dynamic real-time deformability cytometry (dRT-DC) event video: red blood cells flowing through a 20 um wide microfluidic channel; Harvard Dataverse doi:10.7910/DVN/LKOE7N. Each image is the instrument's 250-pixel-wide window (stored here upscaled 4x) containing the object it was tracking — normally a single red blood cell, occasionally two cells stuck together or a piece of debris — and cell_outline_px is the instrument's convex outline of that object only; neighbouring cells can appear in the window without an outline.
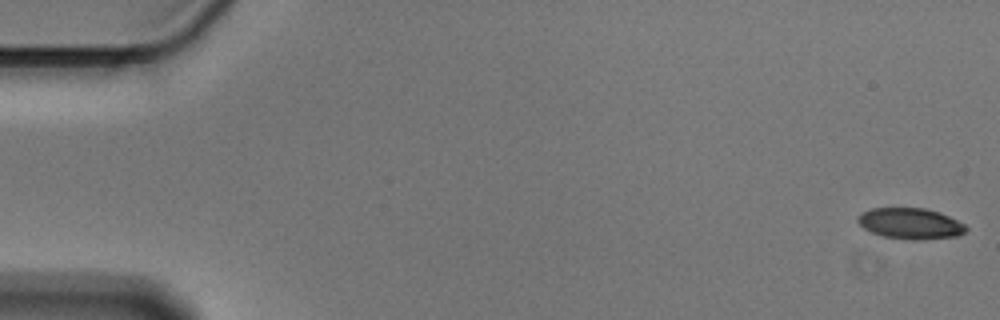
{"species": "Egyptian fruit bat (a non-hibernating species)", "species_latin": "Rousettus aegyptiacus", "temperature_condition": "cold", "stored_images_in_passage": 50, "camera_frame_rate_fps": 3000, "um_per_image_px": 0.085, "animal": {"sex": "male"}, "frame": {"image": 1, "passage_image": 1, "time_ms": 0.0, "image_size_px": [1000, 320], "cell_outline_px": [[968, 228], [964, 232], [956, 236], [916, 240], [908, 240], [880, 236], [864, 228], [856, 220], [856, 216], [872, 208], [924, 208], [940, 212], [964, 224]], "centroid_in_image_um": [77.35, 19.0], "position_along_channel_um": 7.6, "area_um2": 19.48}}
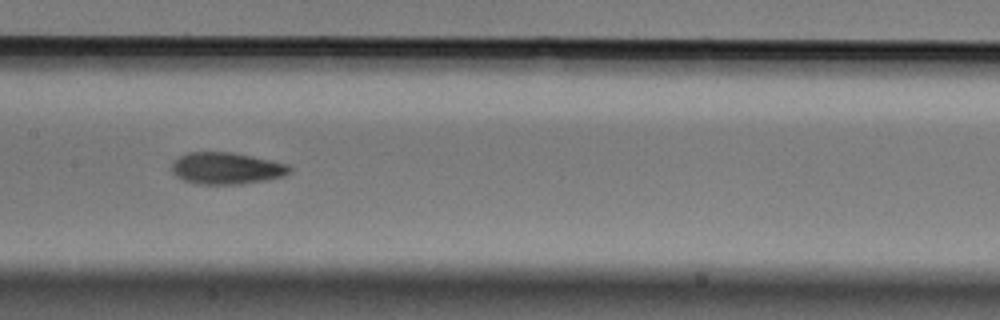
{"frame": {"image": 2, "passage_image": 28, "time_ms": 9.0, "image_size_px": [1000, 320], "cell_outline_px": [[292, 172], [284, 176], [268, 180], [240, 184], [196, 184], [184, 180], [176, 176], [172, 172], [172, 160], [188, 152], [232, 152], [272, 160], [288, 164], [292, 168]], "centroid_in_image_um": [19.27, 14.3], "position_along_channel_um": 188.1, "area_um2": 22.08}}
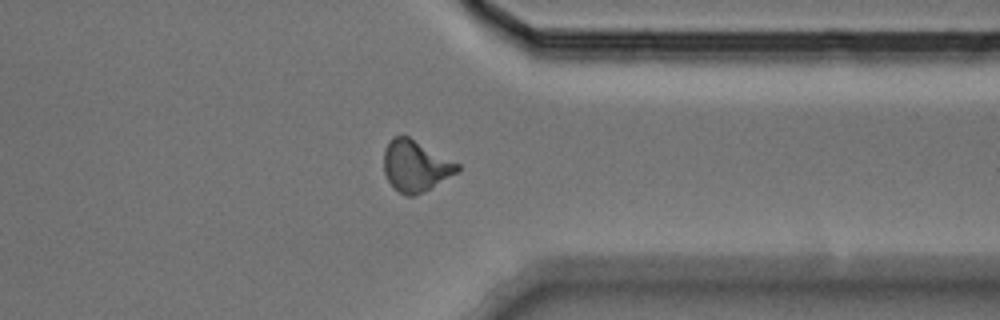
{"frame": {"image": 3, "passage_image": 44, "time_ms": 14.333, "image_size_px": [1000, 320], "cell_outline_px": [[460, 172], [412, 196], [404, 196], [388, 180], [384, 172], [384, 148], [388, 140], [392, 136], [408, 136], [460, 164]], "centroid_in_image_um": [35.31, 14.07], "position_along_channel_um": 376.1, "area_um2": 21.73}}